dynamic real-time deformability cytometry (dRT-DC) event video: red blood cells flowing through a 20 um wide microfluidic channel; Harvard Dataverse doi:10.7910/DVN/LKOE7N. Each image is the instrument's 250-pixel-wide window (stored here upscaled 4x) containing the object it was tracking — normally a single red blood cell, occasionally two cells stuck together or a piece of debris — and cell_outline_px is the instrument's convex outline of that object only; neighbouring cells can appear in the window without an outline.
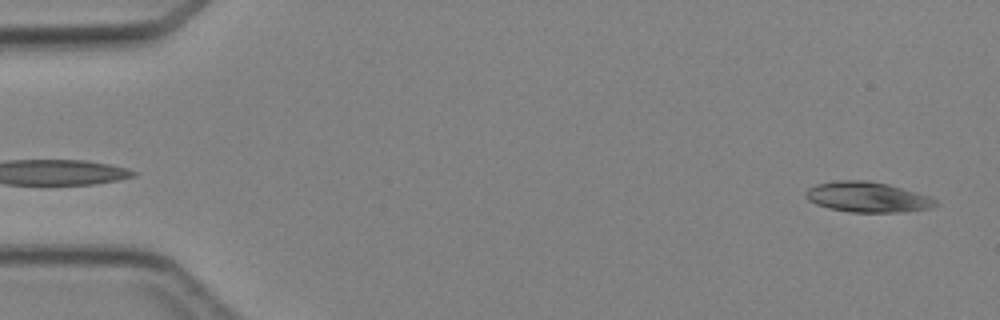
{"species": "Egyptian fruit bat (a non-hibernating species)", "species_latin": "Rousettus aegyptiacus", "temperature_condition": "cold", "stored_images_in_passage": 45, "camera_frame_rate_fps": 3000, "um_per_image_px": 0.085, "animal": {"sex": "female"}, "frame": {"image": 1, "passage_image": 1, "time_ms": 0.0, "image_size_px": [1000, 320], "cell_outline_px": [[940, 204], [932, 208], [904, 212], [848, 212], [828, 208], [816, 204], [808, 200], [804, 196], [804, 192], [808, 188], [816, 184], [836, 180], [868, 180], [888, 184], [932, 196]], "centroid_in_image_um": [73.75, 16.75], "position_along_channel_um": 11.2, "area_um2": 23.35}}
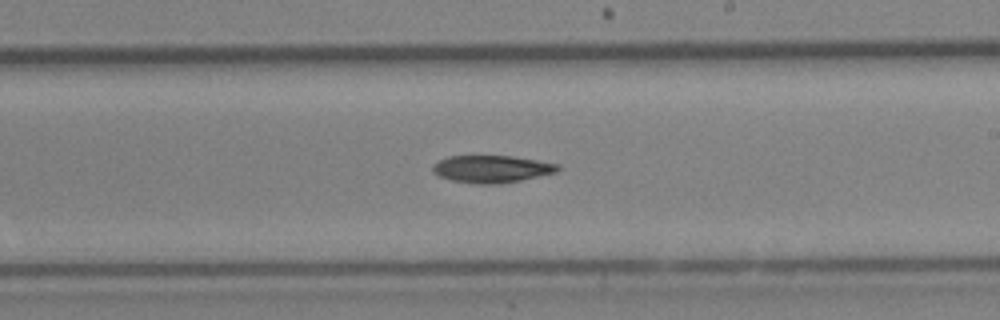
{"frame": {"image": 2, "passage_image": 26, "time_ms": 8.333, "image_size_px": [1000, 320], "cell_outline_px": [[560, 168], [556, 172], [520, 180], [500, 184], [476, 184], [452, 180], [440, 176], [432, 172], [432, 164], [448, 156], [512, 156], [560, 164]], "centroid_in_image_um": [41.78, 14.36], "position_along_channel_um": 247.2, "area_um2": 19.83}}
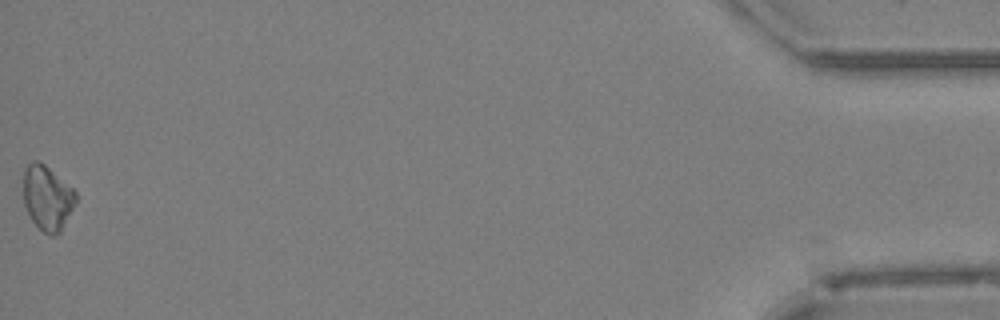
{"frame": {"image": 3, "passage_image": 45, "time_ms": 14.667, "image_size_px": [1000, 320], "cell_outline_px": [[76, 204], [60, 232], [52, 236], [48, 236], [32, 220], [24, 204], [24, 168], [32, 160], [40, 160], [72, 188], [76, 192]], "centroid_in_image_um": [4.03, 16.81], "position_along_channel_um": 431.2, "area_um2": 19.71}}